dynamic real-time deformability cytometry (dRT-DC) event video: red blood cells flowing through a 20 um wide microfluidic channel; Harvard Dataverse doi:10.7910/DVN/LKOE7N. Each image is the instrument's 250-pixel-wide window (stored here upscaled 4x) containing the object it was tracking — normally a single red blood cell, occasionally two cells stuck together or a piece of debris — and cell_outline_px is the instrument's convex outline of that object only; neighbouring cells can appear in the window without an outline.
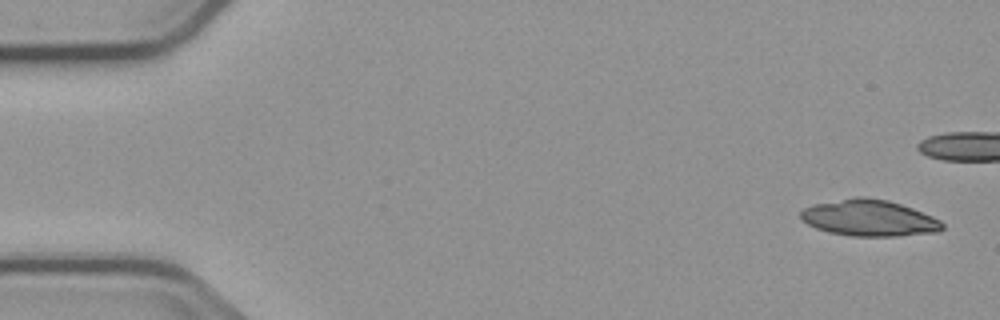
{"species": "common noctule bat (a hibernating species)", "species_latin": "Nyctalus noctula", "temperature_condition": "cold", "stored_images_in_passage": 5, "camera_frame_rate_fps": 3000, "um_per_image_px": 0.085, "animal": {"sex": "male", "body_mass_g": 23.1, "forearm_length_mm": 52.7}, "frame": {"image": 1, "passage_image": 1, "time_ms": 0.0, "image_size_px": [1000, 320], "cell_outline_px": [[944, 228], [940, 232], [900, 236], [852, 236], [828, 232], [816, 228], [800, 220], [800, 212], [804, 208], [816, 204], [856, 196], [864, 196], [888, 200], [912, 208], [932, 216], [940, 220], [944, 224]], "centroid_in_image_um": [73.9, 18.54], "position_along_channel_um": 11.1, "area_um2": 30.11}}